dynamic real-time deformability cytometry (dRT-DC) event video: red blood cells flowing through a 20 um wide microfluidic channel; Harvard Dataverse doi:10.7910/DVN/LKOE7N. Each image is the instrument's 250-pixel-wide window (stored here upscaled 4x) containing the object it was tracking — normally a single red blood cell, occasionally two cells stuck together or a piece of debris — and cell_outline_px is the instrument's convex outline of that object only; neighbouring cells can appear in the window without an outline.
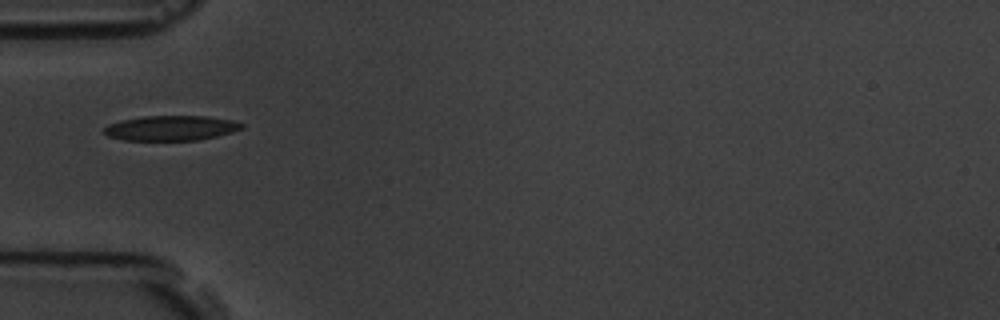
{"species": "common noctule bat (a hibernating species)", "species_latin": "Nyctalus noctula", "temperature_condition": "room temperature", "stored_images_in_passage": 14, "camera_frame_rate_fps": 3000, "um_per_image_px": 0.085, "animal": {"sex": "male", "body_mass_g": 19.5, "forearm_length_mm": 54.6}, "frame": {"image": 1, "passage_image": 3, "time_ms": 2.333, "image_size_px": [1000, 320], "cell_outline_px": [[244, 128], [232, 132], [216, 136], [196, 140], [124, 140], [108, 136], [100, 132], [108, 124], [120, 120], [144, 116], [208, 116], [232, 120], [244, 124]], "centroid_in_image_um": [14.51, 10.88], "position_along_channel_um": 70.5, "area_um2": 20.11}}
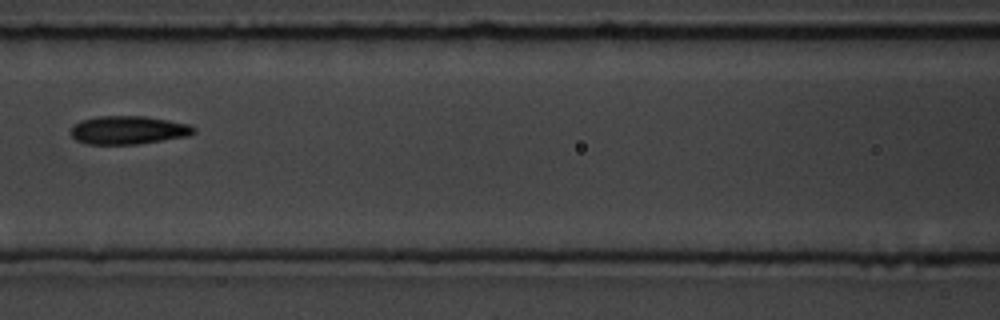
{"frame": {"image": 2, "passage_image": 5, "time_ms": 4.667, "image_size_px": [1000, 320], "cell_outline_px": [[196, 132], [188, 136], [136, 144], [88, 144], [76, 140], [72, 136], [72, 128], [80, 120], [96, 116], [144, 116], [168, 120], [188, 124], [196, 128]], "centroid_in_image_um": [10.92, 11.05], "position_along_channel_um": 155.7, "area_um2": 20.17}}
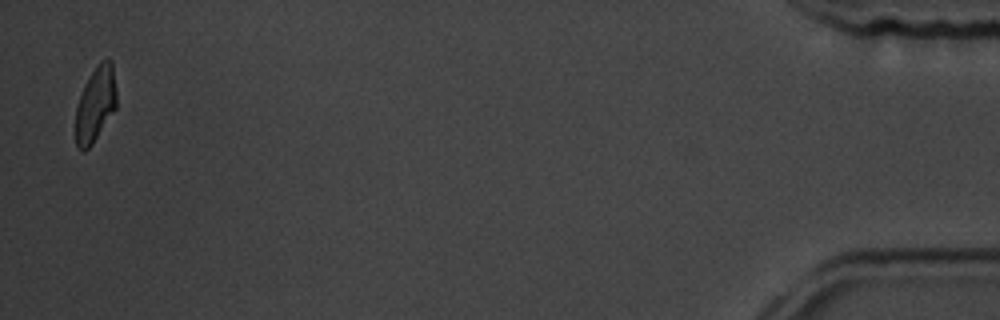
{"frame": {"image": 3, "passage_image": 14, "time_ms": 14.667, "image_size_px": [1000, 320], "cell_outline_px": [[116, 108], [92, 144], [84, 152], [80, 152], [76, 144], [76, 104], [84, 84], [96, 64], [100, 60], [112, 60], [116, 92]], "centroid_in_image_um": [8.1, 8.85], "position_along_channel_um": 427.1, "area_um2": 18.03}, "authors_computed_cell_mechanics": {"area_um2": 20.1144, "velocity_mm_per_s": 3.6365, "shape_relaxation_time_tau1_ms": 6.221, "shape_relaxation_time_tau2_ms": 2.4636, "deformation_change_tau1": 0.1486, "deformation_change_tau2": 0.071}}